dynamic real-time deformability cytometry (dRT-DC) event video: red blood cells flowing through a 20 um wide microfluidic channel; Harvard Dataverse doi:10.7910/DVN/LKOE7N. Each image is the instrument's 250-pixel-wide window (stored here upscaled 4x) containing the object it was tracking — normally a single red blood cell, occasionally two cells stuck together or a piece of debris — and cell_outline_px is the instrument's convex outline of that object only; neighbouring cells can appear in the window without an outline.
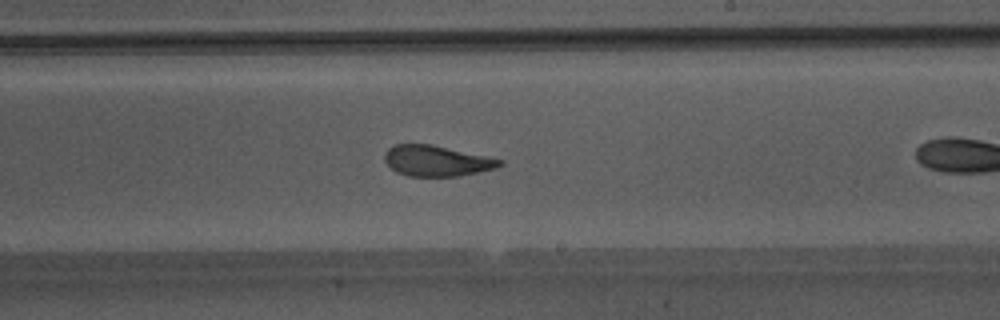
{"species": "Egyptian fruit bat (a non-hibernating species)", "species_latin": "Rousettus aegyptiacus", "temperature_condition": "warm", "stored_images_in_passage": 25, "camera_frame_rate_fps": 3000, "um_per_image_px": 0.085, "animal": {"sex": "male"}, "frame": {"image": 1, "passage_image": 15, "time_ms": 4.667, "image_size_px": [1000, 320], "cell_outline_px": [[504, 164], [496, 168], [460, 176], [408, 176], [396, 172], [384, 160], [384, 156], [388, 148], [396, 144], [432, 144], [504, 160]], "centroid_in_image_um": [37.13, 13.67], "position_along_channel_um": 251.9, "area_um2": 20.58}}
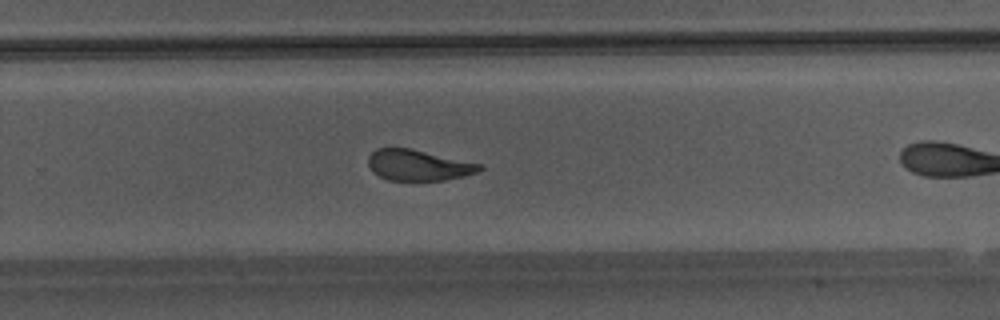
{"frame": {"image": 2, "passage_image": 18, "time_ms": 5.667, "image_size_px": [1000, 320], "cell_outline_px": [[484, 168], [476, 172], [464, 176], [444, 180], [388, 180], [372, 172], [368, 164], [368, 156], [376, 148], [412, 148], [484, 164]], "centroid_in_image_um": [35.58, 14.03], "position_along_channel_um": 294.2, "area_um2": 20.23}}